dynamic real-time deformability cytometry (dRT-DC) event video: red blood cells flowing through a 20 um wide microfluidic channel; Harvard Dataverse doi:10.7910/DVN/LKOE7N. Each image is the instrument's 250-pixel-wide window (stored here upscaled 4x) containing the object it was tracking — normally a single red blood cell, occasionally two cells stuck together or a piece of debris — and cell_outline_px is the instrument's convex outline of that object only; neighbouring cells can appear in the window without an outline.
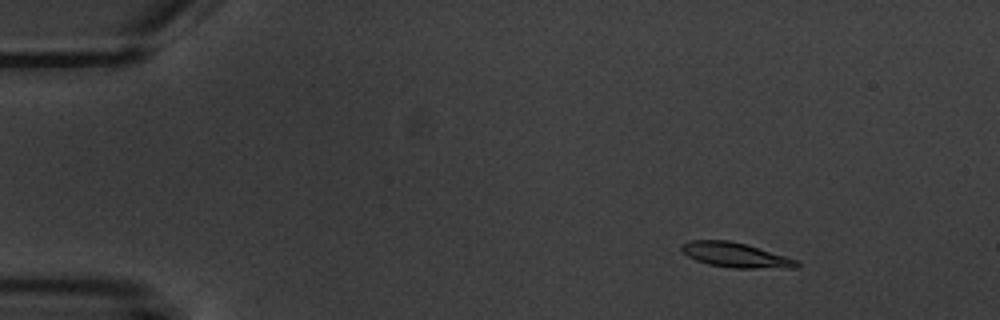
{"species": "common noctule bat (a hibernating species)", "species_latin": "Nyctalus noctula", "temperature_condition": "warm", "stored_images_in_passage": 6, "segment_of_instrument_passage": [1, 2], "camera_frame_rate_fps": 3000, "um_per_image_px": 0.085, "animal": {"sex": "male", "body_mass_g": 20.1, "forearm_length_mm": 53.5}, "frame": {"image": 1, "passage_image": 3, "time_ms": 2.333, "image_size_px": [1000, 320], "cell_outline_px": [[800, 264], [796, 268], [732, 268], [708, 264], [696, 260], [688, 256], [680, 248], [680, 244], [688, 240], [728, 240], [748, 244], [796, 260]], "centroid_in_image_um": [62.49, 21.67], "position_along_channel_um": 22.5, "area_um2": 16.65}}
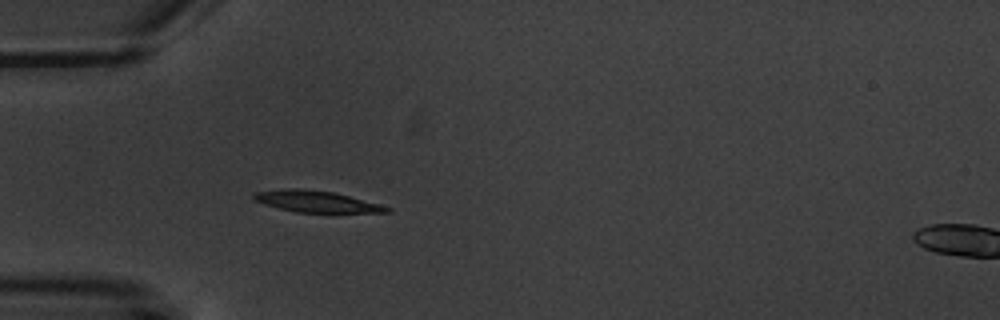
{"frame": {"image": 2, "passage_image": 5, "time_ms": 5.667, "image_size_px": [1000, 320], "cell_outline_px": [[392, 212], [296, 212], [264, 204], [256, 200], [252, 196], [256, 192], [284, 188], [300, 188], [332, 192], [380, 204], [392, 208]], "centroid_in_image_um": [26.89, 17.12], "position_along_channel_um": 58.1, "area_um2": 16.3}}